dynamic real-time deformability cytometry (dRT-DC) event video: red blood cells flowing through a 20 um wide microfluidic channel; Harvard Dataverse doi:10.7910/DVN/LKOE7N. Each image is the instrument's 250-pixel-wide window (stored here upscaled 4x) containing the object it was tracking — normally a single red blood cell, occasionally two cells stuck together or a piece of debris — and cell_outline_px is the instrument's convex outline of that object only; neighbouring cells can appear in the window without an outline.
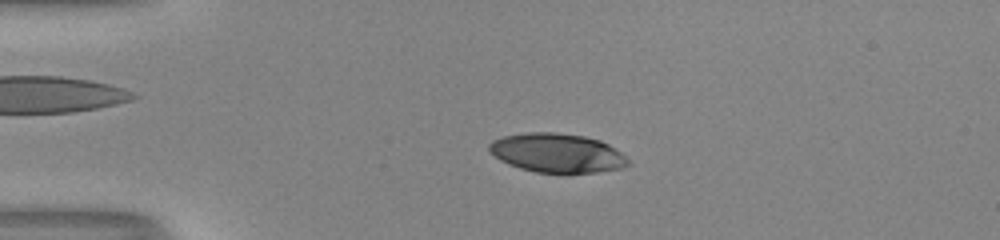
{"species": "human", "species_latin": "Homo sapiens", "temperature_condition": "room temperature", "stored_images_in_passage": 51, "camera_frame_rate_fps": 3000, "um_per_image_px": 0.085, "donor": {"sex": "male"}, "frame": {"image": 1, "passage_image": 12, "time_ms": 3.667, "image_size_px": [1000, 240], "cell_outline_px": [[628, 164], [624, 168], [568, 176], [536, 172], [520, 168], [508, 164], [500, 160], [488, 148], [488, 144], [492, 140], [504, 136], [524, 132], [556, 132], [584, 136], [600, 140], [608, 144], [620, 152], [628, 160]], "centroid_in_image_um": [47.36, 13.03], "position_along_channel_um": 37.6, "area_um2": 32.31}}
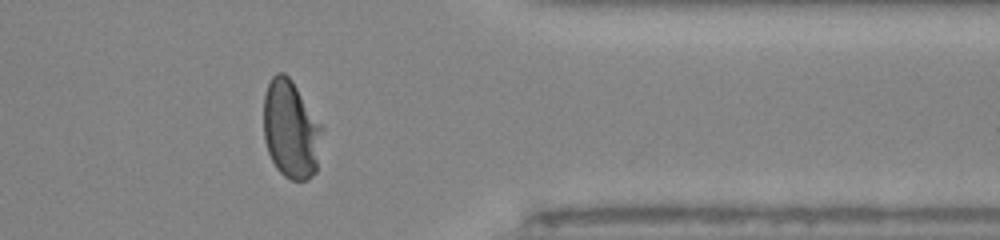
{"frame": {"image": 2, "passage_image": 42, "time_ms": 13.667, "image_size_px": [1000, 240], "cell_outline_px": [[324, 128], [316, 172], [308, 180], [292, 180], [284, 176], [276, 168], [268, 152], [264, 140], [264, 96], [268, 84], [272, 76], [276, 72], [284, 72], [292, 80]], "centroid_in_image_um": [24.74, 11.01], "position_along_channel_um": 386.7, "area_um2": 33.7}}
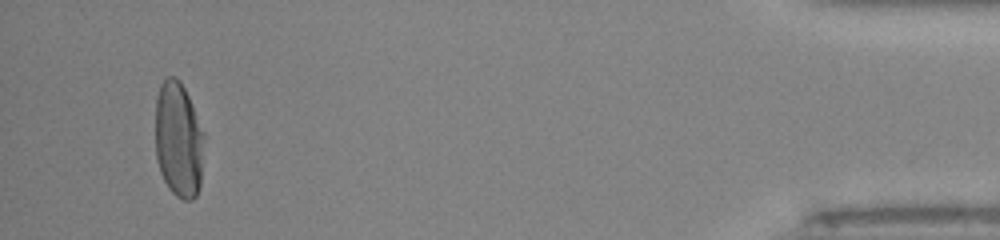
{"frame": {"image": 3, "passage_image": 49, "time_ms": 16.0, "image_size_px": [1000, 240], "cell_outline_px": [[204, 136], [200, 184], [196, 196], [192, 200], [184, 200], [176, 196], [168, 188], [160, 172], [156, 156], [156, 96], [160, 84], [168, 76], [176, 76], [180, 80], [192, 104], [204, 132]], "centroid_in_image_um": [15.17, 11.87], "position_along_channel_um": 420.0, "area_um2": 33.0}, "authors_computed_cell_mechanics": {"area_um2": 32.657, "velocity_mm_per_s": 4.0643, "shape_relaxation_time_tau1_ms": 4.7101, "shape_relaxation_time_tau2_ms": null, "deformation_change_tau1": 0.219, "deformation_change_tau2": null}}